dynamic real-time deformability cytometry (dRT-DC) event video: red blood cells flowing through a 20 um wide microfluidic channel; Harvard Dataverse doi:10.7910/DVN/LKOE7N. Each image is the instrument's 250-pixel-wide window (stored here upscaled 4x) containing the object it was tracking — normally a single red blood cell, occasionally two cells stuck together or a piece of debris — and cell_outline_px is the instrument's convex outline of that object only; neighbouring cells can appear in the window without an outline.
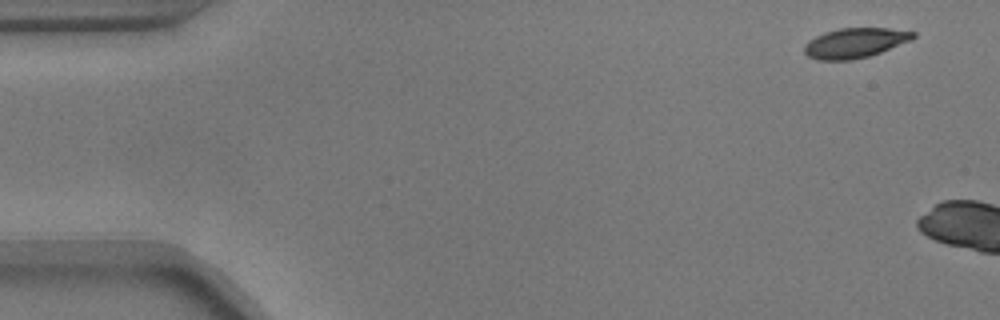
{"species": "common noctule bat (a hibernating species)", "species_latin": "Nyctalus noctula", "temperature_condition": "warm", "stored_images_in_passage": 5, "camera_frame_rate_fps": 3000, "um_per_image_px": 0.085, "animal": {"sex": "male", "body_mass_g": 17.9}, "frame": {"image": 1, "passage_image": 1, "time_ms": 0.0, "image_size_px": [1000, 320], "cell_outline_px": [[916, 36], [912, 40], [880, 52], [868, 56], [852, 60], [816, 60], [808, 56], [804, 52], [804, 44], [816, 36], [824, 32], [840, 28], [888, 28], [916, 32]], "centroid_in_image_um": [72.67, 3.65], "position_along_channel_um": 12.3, "area_um2": 18.96}}